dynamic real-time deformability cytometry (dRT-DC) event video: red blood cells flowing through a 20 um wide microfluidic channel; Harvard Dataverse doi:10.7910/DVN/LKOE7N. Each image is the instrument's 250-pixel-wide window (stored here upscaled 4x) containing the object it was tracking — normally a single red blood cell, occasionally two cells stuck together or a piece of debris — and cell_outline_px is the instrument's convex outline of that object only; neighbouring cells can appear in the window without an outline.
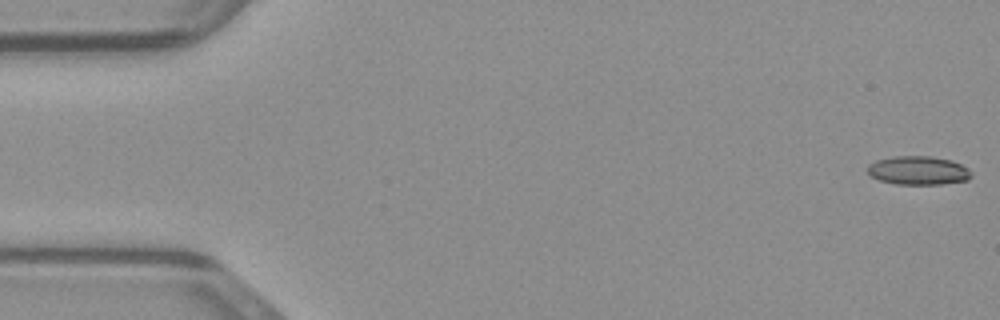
{"species": "common noctule bat (a hibernating species)", "species_latin": "Nyctalus noctula", "temperature_condition": "warm", "stored_images_in_passage": 48, "camera_frame_rate_fps": 3000, "um_per_image_px": 0.085, "animal": {"sex": "male", "body_mass_g": 23.1, "forearm_length_mm": 52.7}, "frame": {"image": 1, "passage_image": 1, "time_ms": 0.0, "image_size_px": [1000, 320], "cell_outline_px": [[972, 176], [968, 180], [940, 184], [896, 184], [880, 180], [872, 176], [868, 172], [868, 164], [876, 160], [892, 156], [932, 156], [952, 160], [968, 168], [972, 172]], "centroid_in_image_um": [78.07, 14.48], "position_along_channel_um": 6.9, "area_um2": 17.4}}
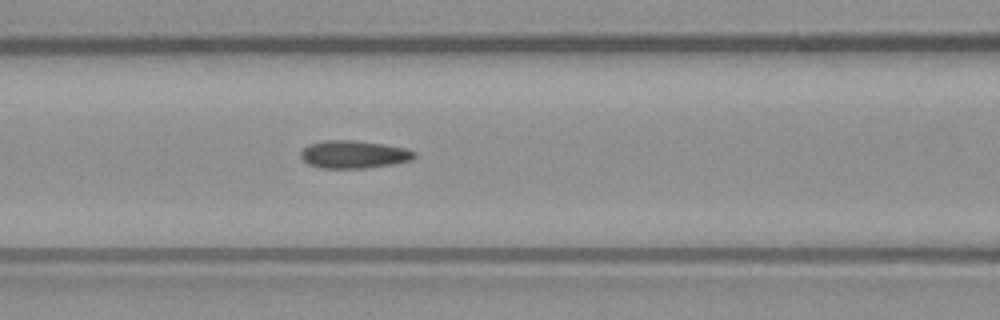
{"frame": {"image": 2, "passage_image": 20, "time_ms": 6.333, "image_size_px": [1000, 320], "cell_outline_px": [[416, 156], [412, 160], [392, 164], [364, 168], [320, 168], [308, 164], [300, 156], [300, 152], [308, 144], [324, 140], [352, 140], [384, 144], [408, 148], [416, 152]], "centroid_in_image_um": [30.08, 13.12], "position_along_channel_um": 136.5, "area_um2": 18.5}}
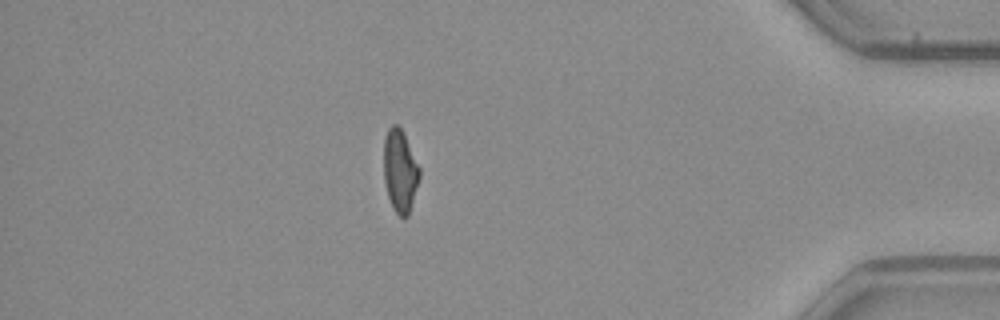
{"frame": {"image": 3, "passage_image": 42, "time_ms": 13.667, "image_size_px": [1000, 320], "cell_outline_px": [[420, 176], [408, 216], [404, 220], [392, 208], [388, 196], [384, 180], [384, 136], [388, 128], [392, 124], [396, 124], [404, 132], [420, 168]], "centroid_in_image_um": [34.0, 14.51], "position_along_channel_um": 401.2, "area_um2": 17.34}}